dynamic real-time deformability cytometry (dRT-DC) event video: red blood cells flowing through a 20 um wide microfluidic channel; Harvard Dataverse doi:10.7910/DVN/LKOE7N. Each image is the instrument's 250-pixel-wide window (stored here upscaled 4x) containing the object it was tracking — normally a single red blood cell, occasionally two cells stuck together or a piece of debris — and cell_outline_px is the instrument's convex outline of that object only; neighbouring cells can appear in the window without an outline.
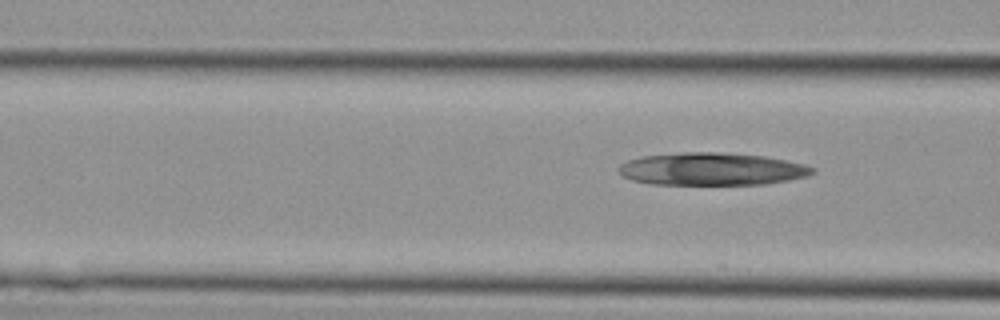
{"species": "Egyptian fruit bat (a non-hibernating species)", "species_latin": "Rousettus aegyptiacus", "temperature_condition": "cold", "stored_images_in_passage": 4, "camera_frame_rate_fps": 3000, "um_per_image_px": 0.085, "animal": {"sex": "female"}, "frame": {"image": 1, "passage_image": 4, "time_ms": 1.0, "image_size_px": [1000, 320], "cell_outline_px": [[816, 172], [808, 176], [788, 180], [764, 184], [652, 184], [632, 180], [624, 176], [616, 168], [620, 164], [628, 160], [644, 156], [684, 152], [720, 152], [764, 156], [804, 164], [812, 168]], "centroid_in_image_um": [60.49, 14.36], "position_along_channel_um": 106.1, "area_um2": 36.59}}